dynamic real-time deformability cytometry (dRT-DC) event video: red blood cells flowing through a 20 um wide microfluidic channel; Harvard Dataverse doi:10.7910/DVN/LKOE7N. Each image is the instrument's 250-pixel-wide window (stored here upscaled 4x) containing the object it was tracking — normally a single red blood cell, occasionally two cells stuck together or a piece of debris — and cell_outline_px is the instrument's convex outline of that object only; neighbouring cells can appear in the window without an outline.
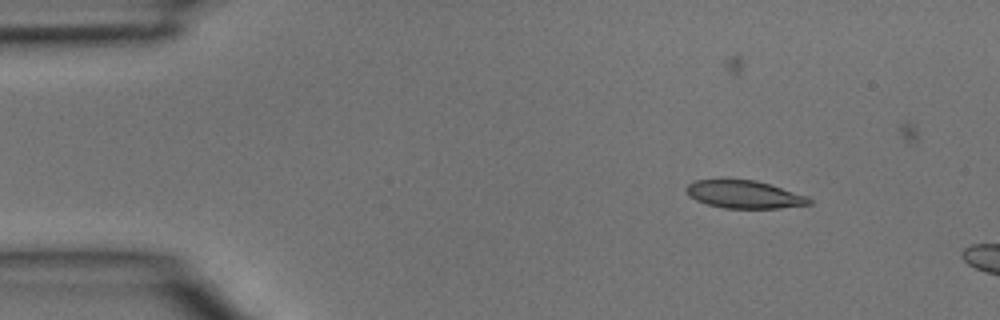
{"species": "common noctule bat (a hibernating species)", "species_latin": "Nyctalus noctula", "temperature_condition": "room temperature", "stored_images_in_passage": 2, "camera_frame_rate_fps": 3000, "um_per_image_px": 0.085, "animal": {"sex": "male", "body_mass_g": 15.6}, "frame": {"image": 1, "passage_image": 1, "time_ms": 0.0, "image_size_px": [1000, 320], "cell_outline_px": [[812, 204], [780, 208], [724, 208], [708, 204], [696, 200], [688, 196], [684, 188], [692, 180], [756, 180], [808, 196], [812, 200]], "centroid_in_image_um": [63.25, 16.53], "position_along_channel_um": 21.8, "area_um2": 19.88}}